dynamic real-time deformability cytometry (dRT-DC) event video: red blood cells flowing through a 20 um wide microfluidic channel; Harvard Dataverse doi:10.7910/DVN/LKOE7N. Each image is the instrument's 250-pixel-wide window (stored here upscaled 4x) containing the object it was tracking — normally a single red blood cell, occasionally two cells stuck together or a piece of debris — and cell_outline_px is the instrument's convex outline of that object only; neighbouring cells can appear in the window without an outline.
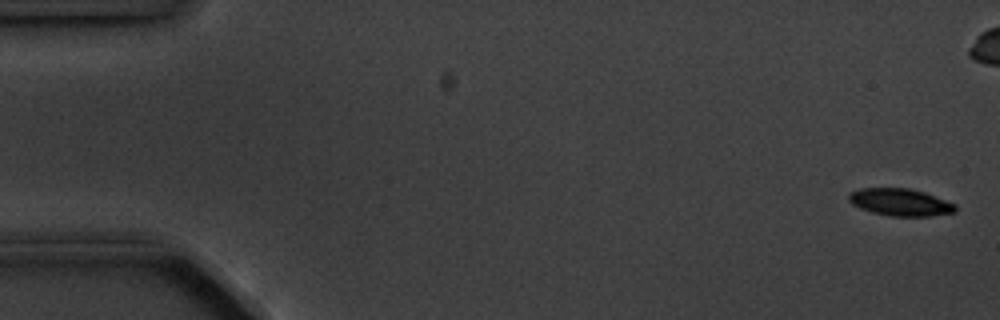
{"species": "common noctule bat (a hibernating species)", "species_latin": "Nyctalus noctula", "temperature_condition": "cold", "stored_images_in_passage": 6, "camera_frame_rate_fps": 3000, "um_per_image_px": 0.085, "animal": {"sex": "male", "body_mass_g": 20.1, "forearm_length_mm": 53.5}, "frame": {"image": 1, "passage_image": 1, "time_ms": 0.0, "image_size_px": [1000, 320], "cell_outline_px": [[956, 212], [928, 216], [888, 216], [872, 212], [860, 208], [852, 204], [848, 200], [848, 192], [860, 188], [908, 188], [924, 192], [956, 204]], "centroid_in_image_um": [76.49, 17.18], "position_along_channel_um": 8.5, "area_um2": 16.99}}
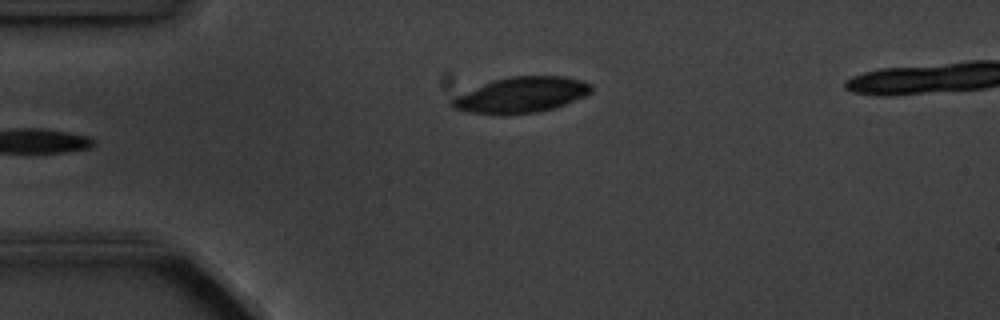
{"frame": {"image": 2, "passage_image": 6, "time_ms": 5.667, "image_size_px": [1000, 320], "cell_outline_px": [[592, 92], [584, 96], [564, 104], [552, 108], [536, 112], [504, 116], [468, 112], [452, 108], [448, 104], [448, 100], [456, 96], [492, 80], [508, 76], [564, 76], [584, 80], [592, 84]], "centroid_in_image_um": [44.27, 8.07], "position_along_channel_um": 40.7, "area_um2": 29.25}}